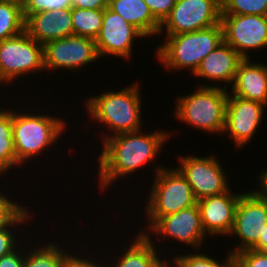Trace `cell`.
<instances>
[{"label": "cell", "mask_w": 267, "mask_h": 267, "mask_svg": "<svg viewBox=\"0 0 267 267\" xmlns=\"http://www.w3.org/2000/svg\"><path fill=\"white\" fill-rule=\"evenodd\" d=\"M169 134L164 131L144 134L139 130L105 138L98 158L101 190H106L119 177L137 171L148 161H155L158 151L170 138Z\"/></svg>", "instance_id": "1"}, {"label": "cell", "mask_w": 267, "mask_h": 267, "mask_svg": "<svg viewBox=\"0 0 267 267\" xmlns=\"http://www.w3.org/2000/svg\"><path fill=\"white\" fill-rule=\"evenodd\" d=\"M267 224V200L254 191L243 193L237 204L234 226L230 234L236 235L241 243L234 248L233 254L251 249L259 240Z\"/></svg>", "instance_id": "12"}, {"label": "cell", "mask_w": 267, "mask_h": 267, "mask_svg": "<svg viewBox=\"0 0 267 267\" xmlns=\"http://www.w3.org/2000/svg\"><path fill=\"white\" fill-rule=\"evenodd\" d=\"M24 31L38 43H45L73 35L72 7L45 10L23 15Z\"/></svg>", "instance_id": "17"}, {"label": "cell", "mask_w": 267, "mask_h": 267, "mask_svg": "<svg viewBox=\"0 0 267 267\" xmlns=\"http://www.w3.org/2000/svg\"><path fill=\"white\" fill-rule=\"evenodd\" d=\"M71 6V0H26L23 15H31L45 10H60Z\"/></svg>", "instance_id": "30"}, {"label": "cell", "mask_w": 267, "mask_h": 267, "mask_svg": "<svg viewBox=\"0 0 267 267\" xmlns=\"http://www.w3.org/2000/svg\"><path fill=\"white\" fill-rule=\"evenodd\" d=\"M265 106L228 93L224 132H229L237 148L246 145L257 132Z\"/></svg>", "instance_id": "14"}, {"label": "cell", "mask_w": 267, "mask_h": 267, "mask_svg": "<svg viewBox=\"0 0 267 267\" xmlns=\"http://www.w3.org/2000/svg\"><path fill=\"white\" fill-rule=\"evenodd\" d=\"M107 8L122 16L145 37L159 35L160 23L153 17L144 0H109Z\"/></svg>", "instance_id": "20"}, {"label": "cell", "mask_w": 267, "mask_h": 267, "mask_svg": "<svg viewBox=\"0 0 267 267\" xmlns=\"http://www.w3.org/2000/svg\"><path fill=\"white\" fill-rule=\"evenodd\" d=\"M207 85L197 87L198 90L177 98L175 116L195 129L218 134L224 133L227 86Z\"/></svg>", "instance_id": "4"}, {"label": "cell", "mask_w": 267, "mask_h": 267, "mask_svg": "<svg viewBox=\"0 0 267 267\" xmlns=\"http://www.w3.org/2000/svg\"><path fill=\"white\" fill-rule=\"evenodd\" d=\"M177 169L190 184L196 200L223 194L229 191L227 177L214 156H179ZM216 158V159H215Z\"/></svg>", "instance_id": "10"}, {"label": "cell", "mask_w": 267, "mask_h": 267, "mask_svg": "<svg viewBox=\"0 0 267 267\" xmlns=\"http://www.w3.org/2000/svg\"><path fill=\"white\" fill-rule=\"evenodd\" d=\"M62 267H70V256Z\"/></svg>", "instance_id": "39"}, {"label": "cell", "mask_w": 267, "mask_h": 267, "mask_svg": "<svg viewBox=\"0 0 267 267\" xmlns=\"http://www.w3.org/2000/svg\"><path fill=\"white\" fill-rule=\"evenodd\" d=\"M221 0H177L169 15L160 24L159 35L189 33L220 24ZM165 26V28H164Z\"/></svg>", "instance_id": "8"}, {"label": "cell", "mask_w": 267, "mask_h": 267, "mask_svg": "<svg viewBox=\"0 0 267 267\" xmlns=\"http://www.w3.org/2000/svg\"><path fill=\"white\" fill-rule=\"evenodd\" d=\"M19 166L13 141L12 110L0 108V174Z\"/></svg>", "instance_id": "22"}, {"label": "cell", "mask_w": 267, "mask_h": 267, "mask_svg": "<svg viewBox=\"0 0 267 267\" xmlns=\"http://www.w3.org/2000/svg\"><path fill=\"white\" fill-rule=\"evenodd\" d=\"M40 247L25 255L23 267H62L70 256L56 243Z\"/></svg>", "instance_id": "24"}, {"label": "cell", "mask_w": 267, "mask_h": 267, "mask_svg": "<svg viewBox=\"0 0 267 267\" xmlns=\"http://www.w3.org/2000/svg\"><path fill=\"white\" fill-rule=\"evenodd\" d=\"M73 35L96 39L103 23V9L72 7Z\"/></svg>", "instance_id": "23"}, {"label": "cell", "mask_w": 267, "mask_h": 267, "mask_svg": "<svg viewBox=\"0 0 267 267\" xmlns=\"http://www.w3.org/2000/svg\"><path fill=\"white\" fill-rule=\"evenodd\" d=\"M153 17L161 24L169 15L177 0H144Z\"/></svg>", "instance_id": "32"}, {"label": "cell", "mask_w": 267, "mask_h": 267, "mask_svg": "<svg viewBox=\"0 0 267 267\" xmlns=\"http://www.w3.org/2000/svg\"><path fill=\"white\" fill-rule=\"evenodd\" d=\"M251 249L267 252V224H264V231L259 236L258 242Z\"/></svg>", "instance_id": "37"}, {"label": "cell", "mask_w": 267, "mask_h": 267, "mask_svg": "<svg viewBox=\"0 0 267 267\" xmlns=\"http://www.w3.org/2000/svg\"><path fill=\"white\" fill-rule=\"evenodd\" d=\"M44 69L43 45L25 31L0 41V75L9 81Z\"/></svg>", "instance_id": "7"}, {"label": "cell", "mask_w": 267, "mask_h": 267, "mask_svg": "<svg viewBox=\"0 0 267 267\" xmlns=\"http://www.w3.org/2000/svg\"><path fill=\"white\" fill-rule=\"evenodd\" d=\"M138 83L115 92H105L85 101L92 119L103 123L113 135L141 130V97Z\"/></svg>", "instance_id": "2"}, {"label": "cell", "mask_w": 267, "mask_h": 267, "mask_svg": "<svg viewBox=\"0 0 267 267\" xmlns=\"http://www.w3.org/2000/svg\"><path fill=\"white\" fill-rule=\"evenodd\" d=\"M243 58L229 44L223 42L201 62L193 75L233 85L236 72Z\"/></svg>", "instance_id": "18"}, {"label": "cell", "mask_w": 267, "mask_h": 267, "mask_svg": "<svg viewBox=\"0 0 267 267\" xmlns=\"http://www.w3.org/2000/svg\"><path fill=\"white\" fill-rule=\"evenodd\" d=\"M243 59L232 85V95L267 105V65Z\"/></svg>", "instance_id": "19"}, {"label": "cell", "mask_w": 267, "mask_h": 267, "mask_svg": "<svg viewBox=\"0 0 267 267\" xmlns=\"http://www.w3.org/2000/svg\"><path fill=\"white\" fill-rule=\"evenodd\" d=\"M267 16V0H221V15Z\"/></svg>", "instance_id": "26"}, {"label": "cell", "mask_w": 267, "mask_h": 267, "mask_svg": "<svg viewBox=\"0 0 267 267\" xmlns=\"http://www.w3.org/2000/svg\"><path fill=\"white\" fill-rule=\"evenodd\" d=\"M145 37L137 28L126 22L118 13L103 9V23L95 39L99 56L113 55L130 58L133 41Z\"/></svg>", "instance_id": "13"}, {"label": "cell", "mask_w": 267, "mask_h": 267, "mask_svg": "<svg viewBox=\"0 0 267 267\" xmlns=\"http://www.w3.org/2000/svg\"><path fill=\"white\" fill-rule=\"evenodd\" d=\"M167 41L156 49V56L166 69H190L192 74L202 60L224 42L221 23L189 33L166 36Z\"/></svg>", "instance_id": "3"}, {"label": "cell", "mask_w": 267, "mask_h": 267, "mask_svg": "<svg viewBox=\"0 0 267 267\" xmlns=\"http://www.w3.org/2000/svg\"><path fill=\"white\" fill-rule=\"evenodd\" d=\"M258 182H260L261 190H253L259 197L267 200V169L264 170L262 174L258 177Z\"/></svg>", "instance_id": "36"}, {"label": "cell", "mask_w": 267, "mask_h": 267, "mask_svg": "<svg viewBox=\"0 0 267 267\" xmlns=\"http://www.w3.org/2000/svg\"><path fill=\"white\" fill-rule=\"evenodd\" d=\"M224 42L233 47L243 59L247 51L267 47V16L221 15Z\"/></svg>", "instance_id": "11"}, {"label": "cell", "mask_w": 267, "mask_h": 267, "mask_svg": "<svg viewBox=\"0 0 267 267\" xmlns=\"http://www.w3.org/2000/svg\"><path fill=\"white\" fill-rule=\"evenodd\" d=\"M238 267H267V252L246 249L235 254Z\"/></svg>", "instance_id": "31"}, {"label": "cell", "mask_w": 267, "mask_h": 267, "mask_svg": "<svg viewBox=\"0 0 267 267\" xmlns=\"http://www.w3.org/2000/svg\"><path fill=\"white\" fill-rule=\"evenodd\" d=\"M25 256L21 251H12L0 258V267H23Z\"/></svg>", "instance_id": "33"}, {"label": "cell", "mask_w": 267, "mask_h": 267, "mask_svg": "<svg viewBox=\"0 0 267 267\" xmlns=\"http://www.w3.org/2000/svg\"><path fill=\"white\" fill-rule=\"evenodd\" d=\"M65 120L53 115L22 114L12 111L13 141L16 160L24 164L35 155H40L45 148L53 145L65 131ZM24 162V163H23Z\"/></svg>", "instance_id": "5"}, {"label": "cell", "mask_w": 267, "mask_h": 267, "mask_svg": "<svg viewBox=\"0 0 267 267\" xmlns=\"http://www.w3.org/2000/svg\"><path fill=\"white\" fill-rule=\"evenodd\" d=\"M95 263L96 262L90 261V259L77 258L75 255H70V267H103L100 266V264Z\"/></svg>", "instance_id": "35"}, {"label": "cell", "mask_w": 267, "mask_h": 267, "mask_svg": "<svg viewBox=\"0 0 267 267\" xmlns=\"http://www.w3.org/2000/svg\"><path fill=\"white\" fill-rule=\"evenodd\" d=\"M174 263L179 267H238L236 255L229 252L223 262H217L206 254L177 255Z\"/></svg>", "instance_id": "27"}, {"label": "cell", "mask_w": 267, "mask_h": 267, "mask_svg": "<svg viewBox=\"0 0 267 267\" xmlns=\"http://www.w3.org/2000/svg\"><path fill=\"white\" fill-rule=\"evenodd\" d=\"M28 211L29 209H25L7 228L0 230V258L17 248L18 241L15 240L16 238L10 229L12 226L18 225L19 227V225L24 224L31 216Z\"/></svg>", "instance_id": "28"}, {"label": "cell", "mask_w": 267, "mask_h": 267, "mask_svg": "<svg viewBox=\"0 0 267 267\" xmlns=\"http://www.w3.org/2000/svg\"><path fill=\"white\" fill-rule=\"evenodd\" d=\"M23 8L17 4L0 2V41L24 31Z\"/></svg>", "instance_id": "25"}, {"label": "cell", "mask_w": 267, "mask_h": 267, "mask_svg": "<svg viewBox=\"0 0 267 267\" xmlns=\"http://www.w3.org/2000/svg\"><path fill=\"white\" fill-rule=\"evenodd\" d=\"M4 82H6L3 78H2V76L0 75V84L1 83H4Z\"/></svg>", "instance_id": "41"}, {"label": "cell", "mask_w": 267, "mask_h": 267, "mask_svg": "<svg viewBox=\"0 0 267 267\" xmlns=\"http://www.w3.org/2000/svg\"><path fill=\"white\" fill-rule=\"evenodd\" d=\"M243 193L233 194L230 190L197 201L201 213L202 227L206 236H230L234 226L238 200Z\"/></svg>", "instance_id": "16"}, {"label": "cell", "mask_w": 267, "mask_h": 267, "mask_svg": "<svg viewBox=\"0 0 267 267\" xmlns=\"http://www.w3.org/2000/svg\"><path fill=\"white\" fill-rule=\"evenodd\" d=\"M176 267H179L177 264H175ZM174 267V265L172 266L171 264H169L167 261L163 264V267Z\"/></svg>", "instance_id": "40"}, {"label": "cell", "mask_w": 267, "mask_h": 267, "mask_svg": "<svg viewBox=\"0 0 267 267\" xmlns=\"http://www.w3.org/2000/svg\"><path fill=\"white\" fill-rule=\"evenodd\" d=\"M132 242V245L119 256L120 260L114 261L109 267H163L166 260L161 261L157 247L146 230L139 232L136 240Z\"/></svg>", "instance_id": "21"}, {"label": "cell", "mask_w": 267, "mask_h": 267, "mask_svg": "<svg viewBox=\"0 0 267 267\" xmlns=\"http://www.w3.org/2000/svg\"><path fill=\"white\" fill-rule=\"evenodd\" d=\"M109 0H71V7L80 9H105Z\"/></svg>", "instance_id": "34"}, {"label": "cell", "mask_w": 267, "mask_h": 267, "mask_svg": "<svg viewBox=\"0 0 267 267\" xmlns=\"http://www.w3.org/2000/svg\"><path fill=\"white\" fill-rule=\"evenodd\" d=\"M155 179L145 206L150 228L159 218L197 203L192 188L181 172L166 167L155 168Z\"/></svg>", "instance_id": "6"}, {"label": "cell", "mask_w": 267, "mask_h": 267, "mask_svg": "<svg viewBox=\"0 0 267 267\" xmlns=\"http://www.w3.org/2000/svg\"><path fill=\"white\" fill-rule=\"evenodd\" d=\"M43 56L44 69L51 71L62 68L78 70L100 58L95 39L77 35L45 43Z\"/></svg>", "instance_id": "9"}, {"label": "cell", "mask_w": 267, "mask_h": 267, "mask_svg": "<svg viewBox=\"0 0 267 267\" xmlns=\"http://www.w3.org/2000/svg\"><path fill=\"white\" fill-rule=\"evenodd\" d=\"M154 234L174 238L199 249L206 237L198 204L159 218L150 228ZM200 246V247H199Z\"/></svg>", "instance_id": "15"}, {"label": "cell", "mask_w": 267, "mask_h": 267, "mask_svg": "<svg viewBox=\"0 0 267 267\" xmlns=\"http://www.w3.org/2000/svg\"><path fill=\"white\" fill-rule=\"evenodd\" d=\"M0 192V230L7 228L25 209Z\"/></svg>", "instance_id": "29"}, {"label": "cell", "mask_w": 267, "mask_h": 267, "mask_svg": "<svg viewBox=\"0 0 267 267\" xmlns=\"http://www.w3.org/2000/svg\"><path fill=\"white\" fill-rule=\"evenodd\" d=\"M0 2L17 4L23 8L26 3V0H0Z\"/></svg>", "instance_id": "38"}]
</instances>
